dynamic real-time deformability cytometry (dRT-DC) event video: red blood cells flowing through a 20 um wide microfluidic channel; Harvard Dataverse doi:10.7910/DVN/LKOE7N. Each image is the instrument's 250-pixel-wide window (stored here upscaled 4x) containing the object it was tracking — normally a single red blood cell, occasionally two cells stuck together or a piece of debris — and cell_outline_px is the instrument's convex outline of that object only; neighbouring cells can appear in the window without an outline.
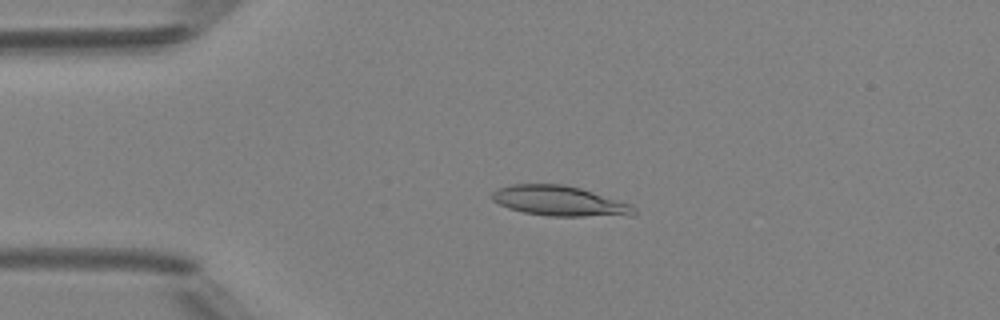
{"species": "Egyptian fruit bat (a non-hibernating species)", "species_latin": "Rousettus aegyptiacus", "temperature_condition": "room temperature", "stored_images_in_passage": 48, "camera_frame_rate_fps": 3000, "um_per_image_px": 0.085, "animal": {"sex": "female"}, "frame": {"image": 1, "passage_image": 10, "time_ms": 3.0, "image_size_px": [1000, 320], "cell_outline_px": [[636, 212], [632, 216], [548, 216], [524, 212], [508, 208], [492, 200], [492, 192], [496, 188], [512, 184], [564, 184], [580, 188], [632, 204], [636, 208]], "centroid_in_image_um": [47.58, 17.08], "position_along_channel_um": 37.4, "area_um2": 25.03}}
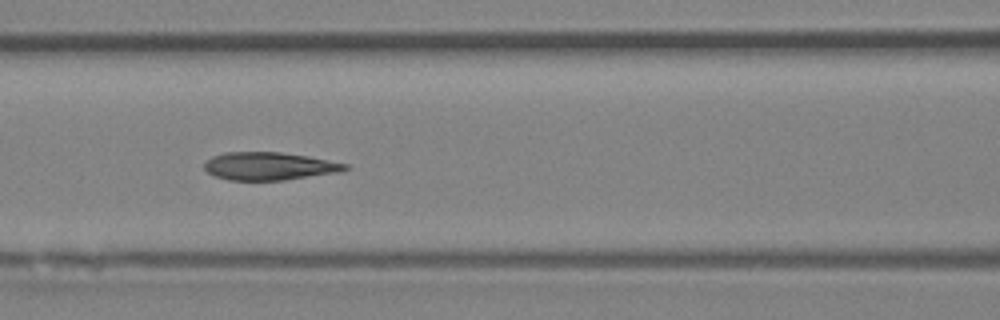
{"frame": {"image": 2, "passage_image": 20, "time_ms": 6.333, "image_size_px": [1000, 320], "cell_outline_px": [[352, 168], [340, 172], [284, 180], [228, 180], [216, 176], [208, 172], [204, 168], [204, 164], [212, 156], [224, 152], [280, 152], [308, 156], [348, 164]], "centroid_in_image_um": [22.91, 14.12], "position_along_channel_um": 143.7, "area_um2": 22.89}}
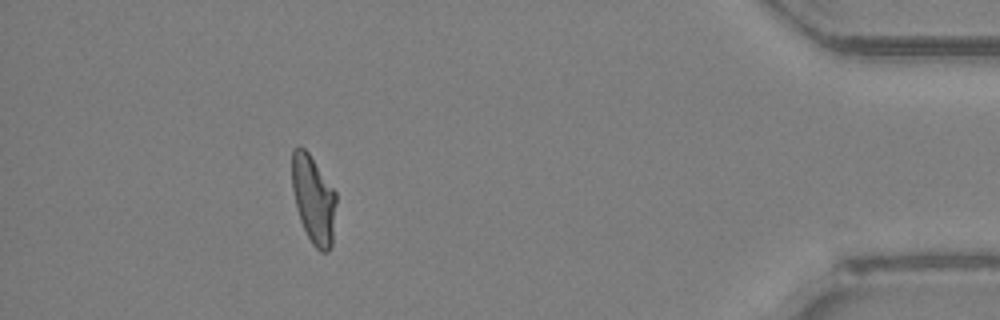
{"frame": {"image": 3, "passage_image": 43, "time_ms": 14.0, "image_size_px": [1000, 320], "cell_outline_px": [[336, 204], [332, 244], [328, 252], [320, 252], [312, 244], [300, 220], [296, 208], [292, 188], [292, 148], [300, 144], [308, 152], [336, 192]], "centroid_in_image_um": [26.64, 16.94], "position_along_channel_um": 408.6, "area_um2": 22.77}, "authors_computed_cell_mechanics": {"area_um2": 23.3223, "velocity_mm_per_s": 4.1789, "shape_relaxation_time_tau1_ms": 11.0714, "shape_relaxation_time_tau2_ms": 1.9119, "deformation_change_tau1": 0.2775, "deformation_change_tau2": 0.1007}}